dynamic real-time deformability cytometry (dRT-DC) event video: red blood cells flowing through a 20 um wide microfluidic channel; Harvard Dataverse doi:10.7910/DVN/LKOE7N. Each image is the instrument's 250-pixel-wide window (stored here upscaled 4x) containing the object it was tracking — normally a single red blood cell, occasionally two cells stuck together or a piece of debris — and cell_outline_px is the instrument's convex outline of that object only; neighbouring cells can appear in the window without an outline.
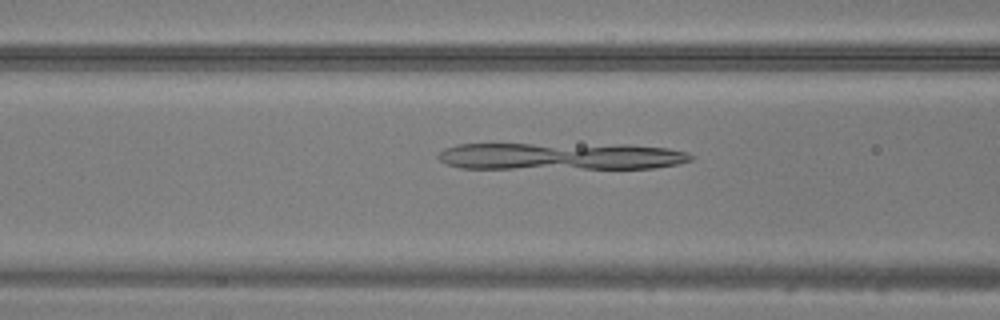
{"species": "common noctule bat (a hibernating species)", "species_latin": "Nyctalus noctula", "temperature_condition": "warm", "stored_images_in_passage": 33, "camera_frame_rate_fps": 3000, "um_per_image_px": 0.085, "animal": {"sex": "male", "body_mass_g": 20.5, "forearm_length_mm": 52.5}, "frame": {"image": 1, "passage_image": 7, "time_ms": 2.0, "image_size_px": [1000, 320], "cell_outline_px": [[692, 160], [676, 164], [656, 168], [460, 168], [448, 164], [440, 160], [436, 156], [444, 148], [456, 144], [628, 144], [668, 148], [688, 152], [692, 156]], "centroid_in_image_um": [47.67, 13.27], "position_along_channel_um": 118.9, "area_um2": 40.23}}
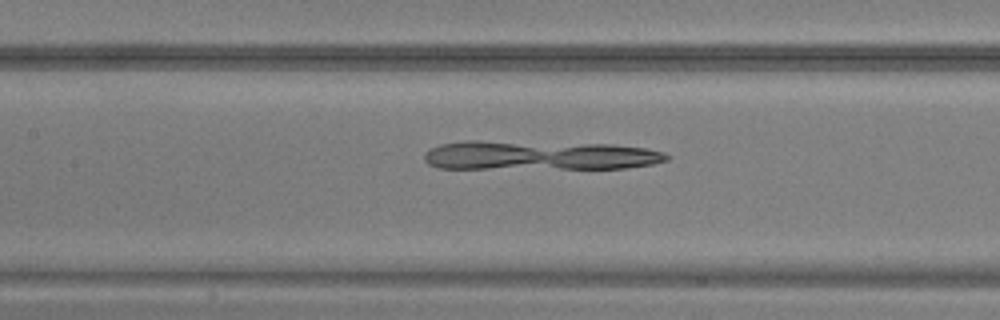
{"frame": {"image": 2, "passage_image": 10, "time_ms": 3.0, "image_size_px": [1000, 320], "cell_outline_px": [[672, 156], [668, 160], [652, 164], [624, 168], [440, 168], [428, 164], [424, 160], [424, 152], [440, 144], [464, 140], [476, 140], [612, 144], [644, 148], [664, 152]], "centroid_in_image_um": [45.83, 13.2], "position_along_channel_um": 161.6, "area_um2": 41.56}}